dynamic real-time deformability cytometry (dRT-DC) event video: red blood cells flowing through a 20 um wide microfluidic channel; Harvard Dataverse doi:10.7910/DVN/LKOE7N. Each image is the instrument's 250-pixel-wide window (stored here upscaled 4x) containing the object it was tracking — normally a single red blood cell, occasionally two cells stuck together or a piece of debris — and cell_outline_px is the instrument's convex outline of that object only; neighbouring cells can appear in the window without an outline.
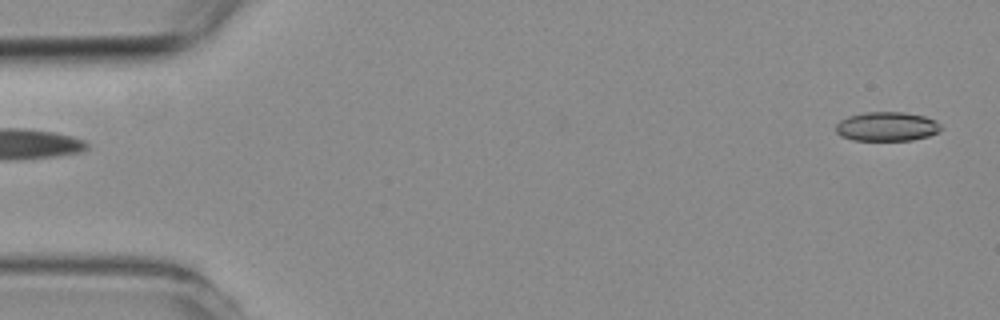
{"species": "common noctule bat (a hibernating species)", "species_latin": "Nyctalus noctula", "temperature_condition": "room temperature", "stored_images_in_passage": 3, "segment_of_instrument_passage": [2, 2], "camera_frame_rate_fps": 3000, "um_per_image_px": 0.085, "animal": {"sex": "female", "body_mass_g": 19.3, "forearm_length_mm": 54.1}, "frame": {"image": 1, "passage_image": 3, "time_ms": 2.333, "image_size_px": [1000, 320], "cell_outline_px": [[940, 132], [928, 136], [912, 140], [852, 140], [840, 136], [836, 132], [836, 124], [840, 120], [848, 116], [864, 112], [904, 112], [924, 116], [936, 120], [940, 124]], "centroid_in_image_um": [75.37, 10.75], "position_along_channel_um": 9.6, "area_um2": 17.98}}